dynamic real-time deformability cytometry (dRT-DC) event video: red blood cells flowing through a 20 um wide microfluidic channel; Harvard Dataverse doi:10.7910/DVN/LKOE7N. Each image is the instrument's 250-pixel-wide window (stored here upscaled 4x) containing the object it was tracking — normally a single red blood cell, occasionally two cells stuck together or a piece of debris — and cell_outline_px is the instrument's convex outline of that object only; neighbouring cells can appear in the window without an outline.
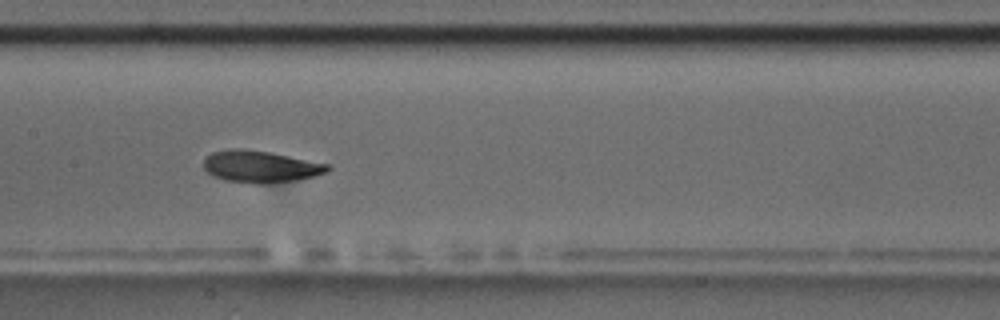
{"species": "common noctule bat (a hibernating species)", "species_latin": "Nyctalus noctula", "temperature_condition": "room temperature", "stored_images_in_passage": 8, "camera_frame_rate_fps": 3000, "um_per_image_px": 0.085, "animal": {"sex": "male", "body_mass_g": 17.5, "forearm_length_mm": 52.3}, "frame": {"image": 1, "passage_image": 8, "time_ms": 8.0, "image_size_px": [1000, 320], "cell_outline_px": [[332, 168], [324, 172], [312, 176], [296, 180], [268, 184], [256, 184], [224, 180], [208, 172], [204, 168], [204, 160], [212, 152], [228, 148], [244, 148], [268, 152], [328, 164]], "centroid_in_image_um": [22.1, 14.16], "position_along_channel_um": 185.3, "area_um2": 22.83}}